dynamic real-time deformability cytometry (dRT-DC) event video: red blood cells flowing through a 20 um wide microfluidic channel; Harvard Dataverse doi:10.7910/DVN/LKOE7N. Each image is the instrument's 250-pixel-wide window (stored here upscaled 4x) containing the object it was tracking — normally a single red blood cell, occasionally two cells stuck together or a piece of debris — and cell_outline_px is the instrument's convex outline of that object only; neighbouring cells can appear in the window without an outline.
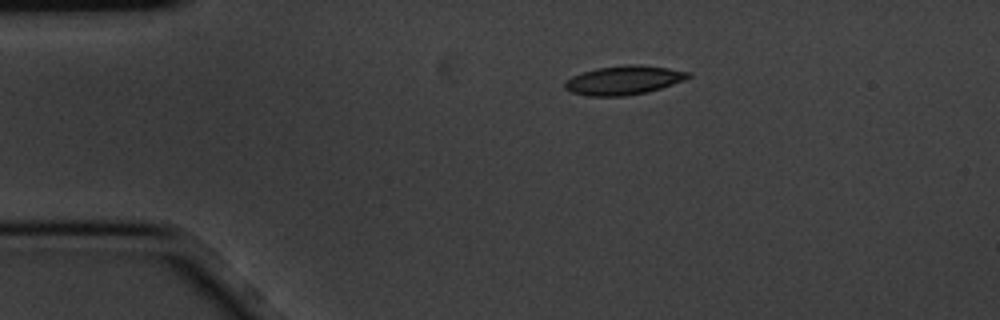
{"species": "common noctule bat (a hibernating species)", "species_latin": "Nyctalus noctula", "temperature_condition": "cold", "stored_images_in_passage": 4, "camera_frame_rate_fps": 3000, "um_per_image_px": 0.085, "animal": {"sex": "male", "body_mass_g": 20.1, "forearm_length_mm": 53.5}, "frame": {"image": 1, "passage_image": 1, "time_ms": 0.0, "image_size_px": [1000, 320], "cell_outline_px": [[692, 76], [684, 80], [660, 88], [644, 92], [624, 96], [588, 96], [572, 92], [564, 88], [564, 84], [572, 76], [596, 68], [628, 64], [636, 64], [668, 68], [692, 72]], "centroid_in_image_um": [53.03, 6.81], "position_along_channel_um": 32.0, "area_um2": 20.63}}
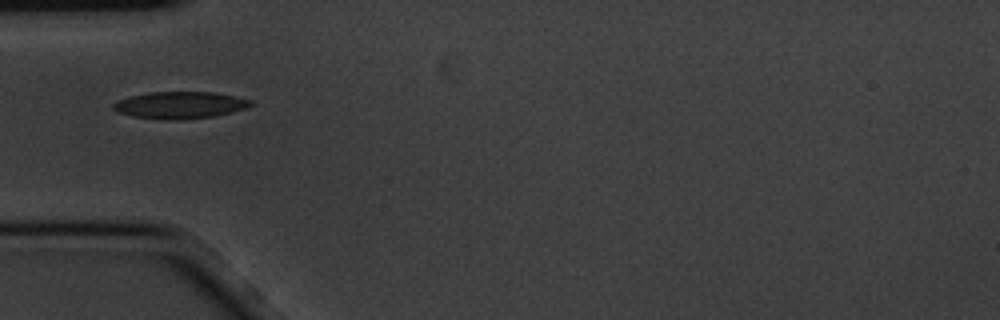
{"frame": {"image": 2, "passage_image": 3, "time_ms": 0.667, "image_size_px": [1000, 320], "cell_outline_px": [[252, 104], [248, 108], [212, 116], [180, 120], [164, 120], [132, 116], [116, 112], [112, 108], [112, 104], [116, 100], [132, 96], [152, 92], [212, 92], [252, 100]], "centroid_in_image_um": [15.25, 8.94], "position_along_channel_um": 69.8, "area_um2": 21.5}}
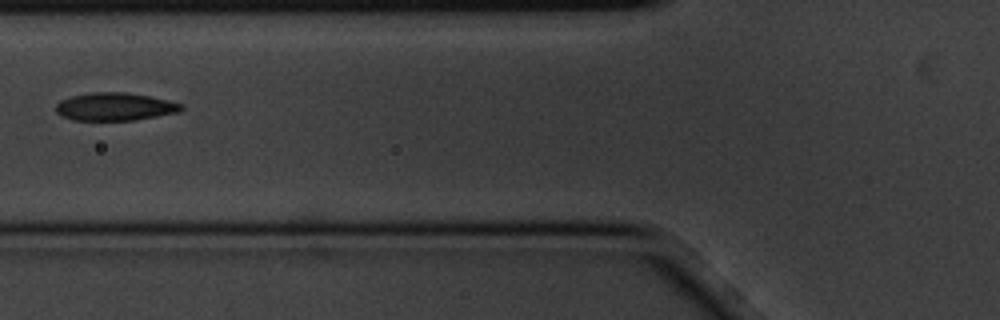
{"frame": {"image": 3, "passage_image": 4, "time_ms": 1.0, "image_size_px": [1000, 320], "cell_outline_px": [[184, 108], [180, 112], [136, 120], [72, 120], [60, 116], [56, 112], [56, 104], [60, 100], [72, 96], [92, 92], [128, 92], [168, 100], [184, 104]], "centroid_in_image_um": [9.78, 9.07], "position_along_channel_um": 116.0, "area_um2": 20.58}}